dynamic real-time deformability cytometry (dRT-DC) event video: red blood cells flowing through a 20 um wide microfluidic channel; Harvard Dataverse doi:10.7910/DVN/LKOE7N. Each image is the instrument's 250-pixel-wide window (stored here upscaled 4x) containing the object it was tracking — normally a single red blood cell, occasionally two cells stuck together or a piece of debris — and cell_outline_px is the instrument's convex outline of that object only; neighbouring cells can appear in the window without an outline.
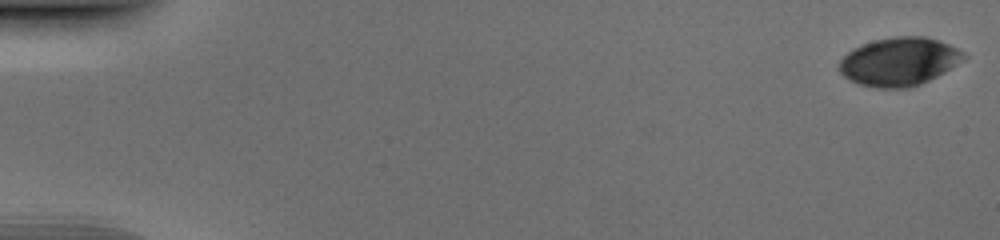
{"species": "human", "species_latin": "Homo sapiens", "temperature_condition": "cold", "stored_images_in_passage": 52, "camera_frame_rate_fps": 3000, "um_per_image_px": 0.085, "donor": {"sex": "male"}, "frame": {"image": 1, "passage_image": 1, "time_ms": 0.0, "image_size_px": [1000, 240], "cell_outline_px": [[968, 56], [964, 60], [944, 72], [912, 88], [876, 88], [860, 84], [844, 76], [836, 68], [840, 60], [852, 48], [860, 44], [876, 40], [896, 36], [924, 36], [948, 44], [964, 52]], "centroid_in_image_um": [76.41, 5.24], "position_along_channel_um": 8.6, "area_um2": 35.08}}
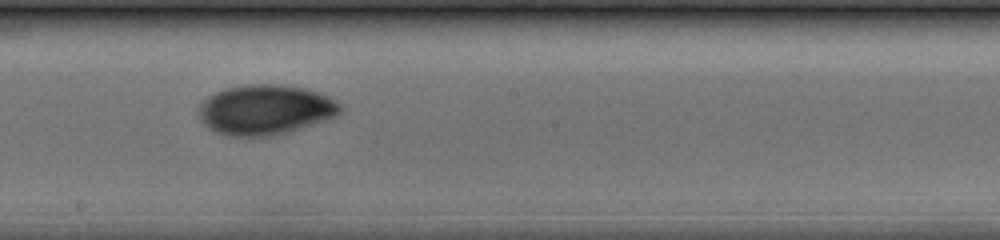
{"frame": {"image": 2, "passage_image": 30, "time_ms": 9.667, "image_size_px": [1000, 240], "cell_outline_px": [[344, 108], [336, 116], [288, 132], [272, 136], [228, 136], [216, 132], [208, 128], [200, 120], [196, 112], [200, 104], [208, 96], [216, 92], [228, 88], [248, 84], [280, 84], [304, 88], [328, 96], [336, 100]], "centroid_in_image_um": [22.52, 9.33], "position_along_channel_um": 225.7, "area_um2": 41.33}}
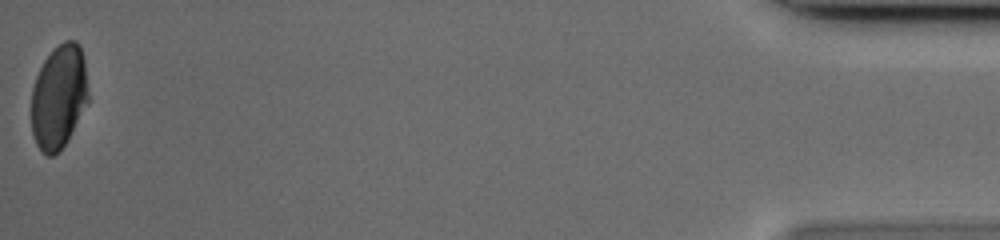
{"frame": {"image": 3, "passage_image": 52, "time_ms": 17.0, "image_size_px": [1000, 240], "cell_outline_px": [[88, 104], [68, 140], [52, 156], [48, 156], [36, 144], [32, 132], [32, 88], [36, 76], [44, 60], [64, 40], [76, 40], [80, 44], [84, 60], [88, 92]], "centroid_in_image_um": [5.02, 8.22], "position_along_channel_um": 430.2, "area_um2": 34.33}}